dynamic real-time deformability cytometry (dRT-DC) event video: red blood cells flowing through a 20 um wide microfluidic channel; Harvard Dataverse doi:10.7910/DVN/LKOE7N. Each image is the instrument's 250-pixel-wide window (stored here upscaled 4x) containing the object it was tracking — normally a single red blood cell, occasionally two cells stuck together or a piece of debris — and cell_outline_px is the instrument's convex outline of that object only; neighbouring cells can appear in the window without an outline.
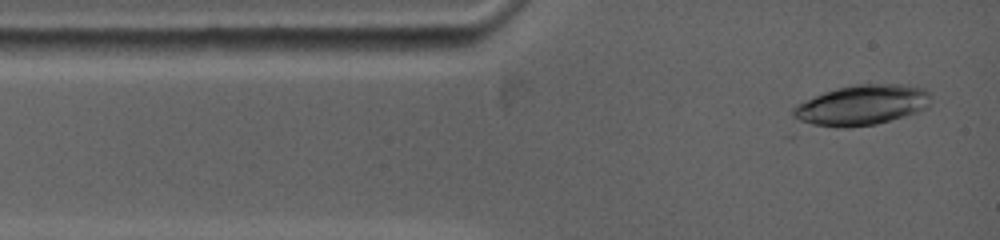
{"species": "common noctule bat (a hibernating species)", "species_latin": "Nyctalus noctula", "temperature_condition": "warm", "stored_images_in_passage": 11, "camera_frame_rate_fps": 5000, "um_per_image_px": 0.085, "animal": {"sex": "female", "body_mass_g": 19.0, "forearm_length_mm": 53.3}, "frame": {"image": 1, "passage_image": 3, "time_ms": 0.4, "image_size_px": [1000, 240], "cell_outline_px": [[932, 96], [928, 108], [916, 112], [876, 124], [848, 128], [836, 128], [812, 124], [800, 120], [792, 116], [792, 108], [824, 92], [840, 88], [860, 84], [900, 84], [920, 88], [928, 92]], "centroid_in_image_um": [73.28, 8.95], "position_along_channel_um": 11.7, "area_um2": 31.85}}